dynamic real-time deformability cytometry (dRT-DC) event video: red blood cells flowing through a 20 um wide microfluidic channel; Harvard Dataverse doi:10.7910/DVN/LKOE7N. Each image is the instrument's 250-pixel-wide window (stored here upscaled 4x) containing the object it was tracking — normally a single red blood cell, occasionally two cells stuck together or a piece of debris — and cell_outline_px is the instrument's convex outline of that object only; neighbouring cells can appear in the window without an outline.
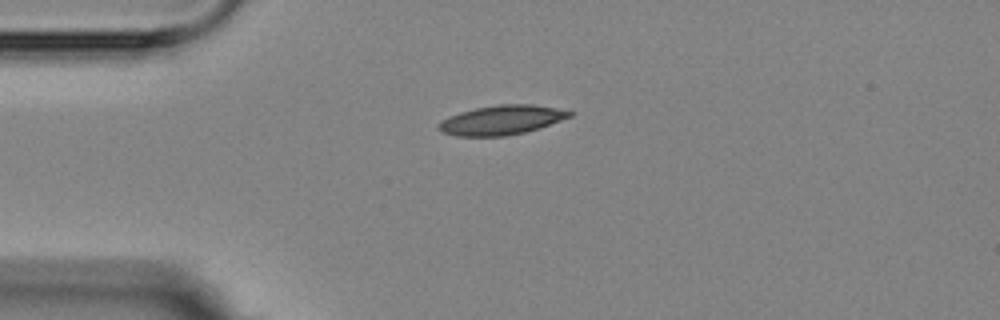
{"species": "Egyptian fruit bat (a non-hibernating species)", "species_latin": "Rousettus aegyptiacus", "temperature_condition": "room temperature", "stored_images_in_passage": 2, "camera_frame_rate_fps": 3000, "um_per_image_px": 0.085, "animal": {"sex": "female"}, "frame": {"image": 1, "passage_image": 1, "time_ms": 0.0, "image_size_px": [1000, 320], "cell_outline_px": [[576, 112], [572, 116], [540, 128], [524, 132], [504, 136], [456, 136], [444, 132], [436, 128], [436, 124], [460, 112], [476, 108], [496, 104], [532, 104], [556, 108]], "centroid_in_image_um": [42.67, 10.2], "position_along_channel_um": 42.3, "area_um2": 22.37}}